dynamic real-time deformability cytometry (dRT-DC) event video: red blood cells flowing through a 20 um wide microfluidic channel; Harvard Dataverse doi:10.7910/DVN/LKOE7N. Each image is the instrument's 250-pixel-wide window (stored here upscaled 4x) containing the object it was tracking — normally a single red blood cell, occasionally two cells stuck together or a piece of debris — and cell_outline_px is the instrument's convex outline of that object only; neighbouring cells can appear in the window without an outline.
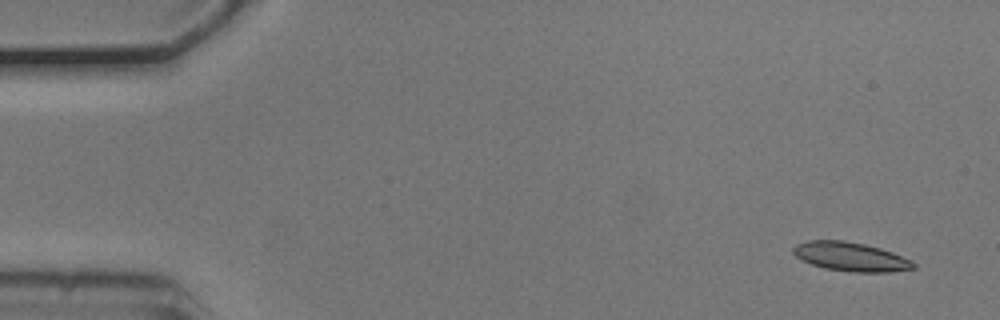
{"species": "common noctule bat (a hibernating species)", "species_latin": "Nyctalus noctula", "temperature_condition": "cold", "stored_images_in_passage": 18, "camera_frame_rate_fps": 3000, "um_per_image_px": 0.085, "animal": {"sex": "male", "body_mass_g": 20.5, "forearm_length_mm": 52.5}, "frame": {"image": 1, "passage_image": 2, "time_ms": 0.333, "image_size_px": [1000, 320], "cell_outline_px": [[916, 268], [888, 272], [852, 272], [824, 268], [812, 264], [796, 256], [792, 252], [792, 248], [796, 244], [808, 240], [844, 240], [864, 244], [880, 248], [892, 252], [912, 260], [916, 264]], "centroid_in_image_um": [72.32, 21.81], "position_along_channel_um": 12.7, "area_um2": 20.29}}
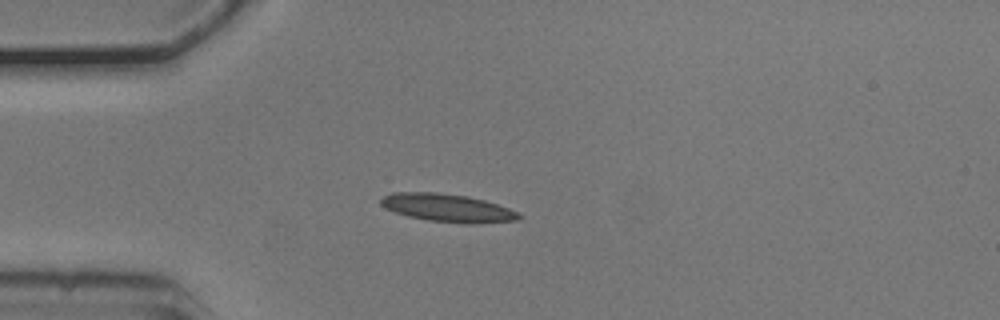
{"frame": {"image": 2, "passage_image": 13, "time_ms": 4.0, "image_size_px": [1000, 320], "cell_outline_px": [[524, 216], [516, 220], [472, 224], [464, 224], [428, 220], [408, 216], [384, 208], [380, 204], [380, 200], [384, 196], [392, 192], [436, 192], [468, 196], [484, 200], [520, 212]], "centroid_in_image_um": [38.05, 17.67], "position_along_channel_um": 47.0, "area_um2": 22.6}}